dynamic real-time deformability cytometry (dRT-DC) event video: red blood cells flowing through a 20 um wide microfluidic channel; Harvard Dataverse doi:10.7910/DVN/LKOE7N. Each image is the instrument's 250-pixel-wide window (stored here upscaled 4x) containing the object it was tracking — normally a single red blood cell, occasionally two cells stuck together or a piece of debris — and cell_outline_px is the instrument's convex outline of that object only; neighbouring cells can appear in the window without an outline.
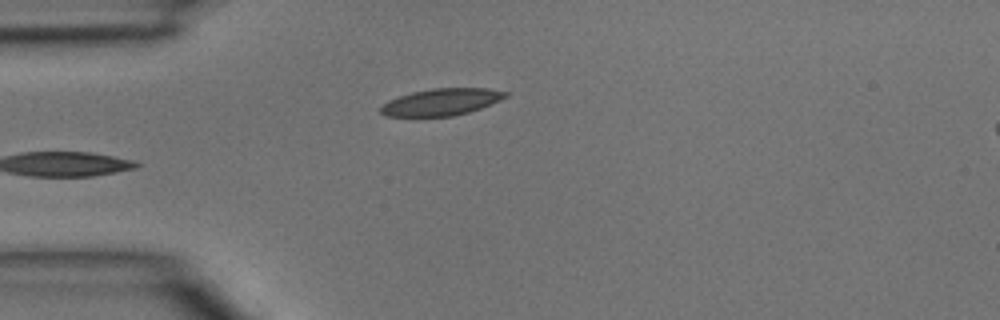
{"species": "common noctule bat (a hibernating species)", "species_latin": "Nyctalus noctula", "temperature_condition": "room temperature", "stored_images_in_passage": 6, "segment_of_instrument_passage": [1, 2], "camera_frame_rate_fps": 3000, "um_per_image_px": 0.085, "animal": {"sex": "male", "body_mass_g": 15.6}, "frame": {"image": 1, "passage_image": 4, "time_ms": 1.0, "image_size_px": [1000, 320], "cell_outline_px": [[508, 96], [500, 100], [480, 108], [468, 112], [452, 116], [384, 116], [380, 112], [380, 108], [388, 100], [412, 92], [432, 88], [488, 88], [508, 92]], "centroid_in_image_um": [37.52, 8.66], "position_along_channel_um": 47.5, "area_um2": 19.42}}